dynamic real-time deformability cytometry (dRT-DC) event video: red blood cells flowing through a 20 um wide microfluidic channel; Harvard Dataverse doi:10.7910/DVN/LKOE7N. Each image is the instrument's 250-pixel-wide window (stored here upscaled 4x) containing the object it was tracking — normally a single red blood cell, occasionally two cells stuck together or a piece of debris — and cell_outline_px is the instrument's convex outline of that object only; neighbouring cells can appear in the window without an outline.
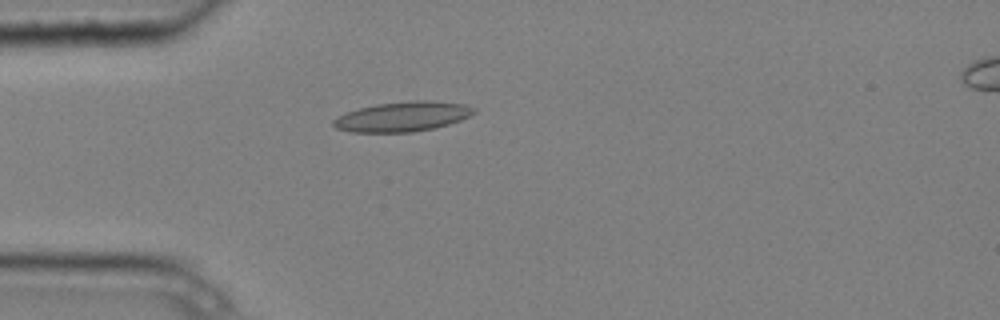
{"species": "common noctule bat (a hibernating species)", "species_latin": "Nyctalus noctula", "temperature_condition": "cold", "stored_images_in_passage": 4, "camera_frame_rate_fps": 3000, "um_per_image_px": 0.085, "animal": {"sex": "male", "body_mass_g": 20.4}, "frame": {"image": 1, "passage_image": 4, "time_ms": 1.0, "image_size_px": [1000, 320], "cell_outline_px": [[476, 112], [460, 120], [436, 128], [412, 132], [352, 132], [336, 128], [332, 124], [332, 120], [348, 112], [360, 108], [376, 104], [412, 100], [428, 100], [464, 104], [476, 108]], "centroid_in_image_um": [34.24, 9.91], "position_along_channel_um": 50.8, "area_um2": 24.33}}